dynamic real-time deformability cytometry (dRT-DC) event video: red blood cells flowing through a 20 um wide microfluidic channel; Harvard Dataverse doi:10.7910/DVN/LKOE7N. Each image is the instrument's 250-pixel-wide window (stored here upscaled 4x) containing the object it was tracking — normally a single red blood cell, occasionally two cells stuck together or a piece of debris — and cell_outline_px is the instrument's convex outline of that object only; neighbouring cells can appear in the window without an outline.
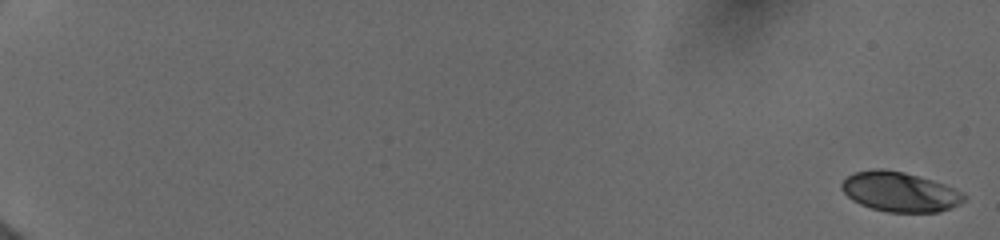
{"species": "human", "species_latin": "Homo sapiens", "temperature_condition": "cold", "stored_images_in_passage": 13, "camera_frame_rate_fps": 3000, "um_per_image_px": 0.085, "donor": {"sex": "female"}, "frame": {"image": 1, "passage_image": 1, "time_ms": 0.0, "image_size_px": [1000, 240], "cell_outline_px": [[968, 196], [960, 204], [940, 212], [888, 212], [872, 208], [860, 204], [852, 200], [840, 188], [840, 184], [848, 176], [856, 172], [876, 168], [880, 168], [904, 172], [932, 180], [944, 184], [964, 192]], "centroid_in_image_um": [76.51, 16.31], "position_along_channel_um": 8.5, "area_um2": 28.38}}
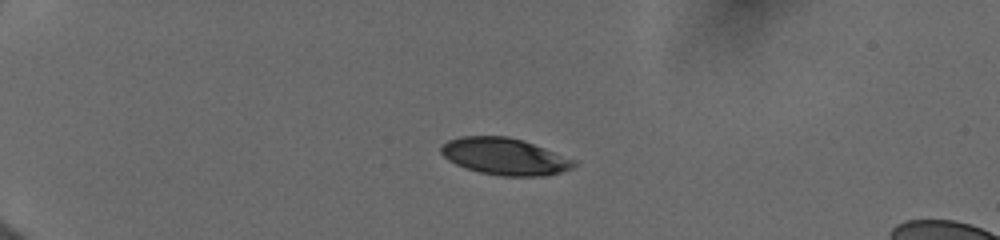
{"frame": {"image": 2, "passage_image": 8, "time_ms": 5.0, "image_size_px": [1000, 240], "cell_outline_px": [[576, 164], [572, 168], [560, 172], [544, 176], [500, 176], [480, 172], [464, 168], [448, 160], [440, 152], [440, 148], [448, 140], [464, 136], [508, 136], [544, 148], [576, 160]], "centroid_in_image_um": [42.88, 13.31], "position_along_channel_um": 42.1, "area_um2": 28.32}}
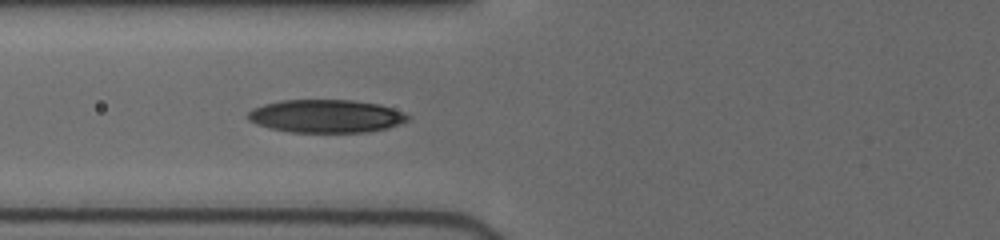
{"frame": {"image": 3, "passage_image": 13, "time_ms": 8.0, "image_size_px": [1000, 240], "cell_outline_px": [[408, 120], [388, 128], [368, 132], [288, 132], [256, 124], [248, 120], [248, 112], [252, 108], [264, 104], [280, 100], [352, 100], [380, 104], [404, 112], [408, 116]], "centroid_in_image_um": [27.7, 9.87], "position_along_channel_um": 98.1, "area_um2": 30.81}}